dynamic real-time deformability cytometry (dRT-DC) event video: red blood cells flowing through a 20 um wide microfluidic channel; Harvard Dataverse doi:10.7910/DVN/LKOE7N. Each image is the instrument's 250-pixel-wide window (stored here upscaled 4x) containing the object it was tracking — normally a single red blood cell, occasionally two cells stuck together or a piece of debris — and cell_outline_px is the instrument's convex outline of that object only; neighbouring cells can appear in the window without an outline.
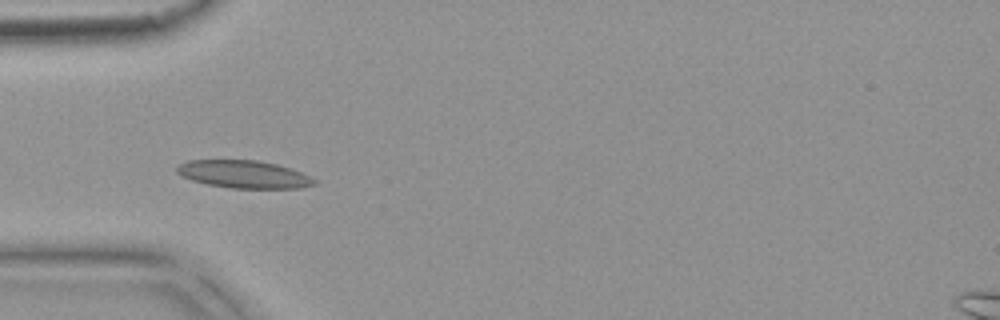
{"species": "common noctule bat (a hibernating species)", "species_latin": "Nyctalus noctula", "temperature_condition": "warm", "stored_images_in_passage": 5, "camera_frame_rate_fps": 3000, "um_per_image_px": 0.085, "animal": {"sex": "female", "body_mass_g": 18.4}, "frame": {"image": 1, "passage_image": 4, "time_ms": 1.0, "image_size_px": [1000, 320], "cell_outline_px": [[316, 184], [300, 188], [232, 188], [208, 184], [192, 180], [180, 176], [176, 172], [176, 168], [180, 164], [188, 160], [256, 160], [276, 164], [300, 172], [316, 180]], "centroid_in_image_um": [20.69, 14.81], "position_along_channel_um": 64.3, "area_um2": 21.96}}